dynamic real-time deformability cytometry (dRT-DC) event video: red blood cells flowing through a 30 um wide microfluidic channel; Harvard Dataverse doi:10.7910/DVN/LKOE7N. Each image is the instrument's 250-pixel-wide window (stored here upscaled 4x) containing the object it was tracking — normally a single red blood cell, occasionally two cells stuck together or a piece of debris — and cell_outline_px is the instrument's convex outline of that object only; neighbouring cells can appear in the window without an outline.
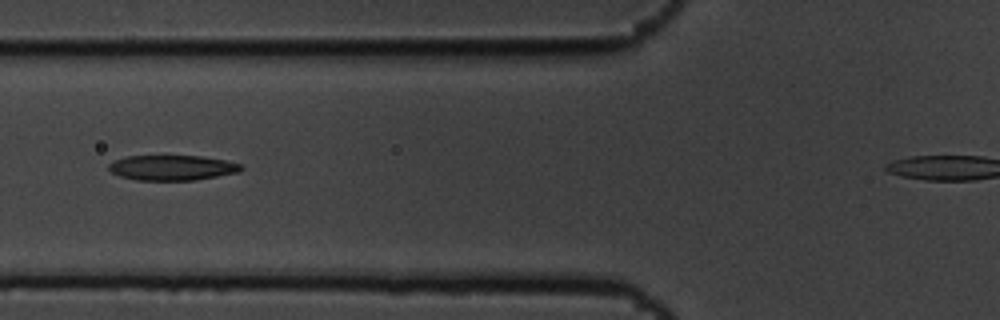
{"species": "common noctule bat (a hibernating species)", "species_latin": "Nyctalus noctula", "temperature_condition": "cold", "stored_images_in_passage": 8, "camera_frame_rate_fps": 3000, "um_per_image_px": 0.085, "animal": {"sex": "male", "body_mass_g": 19.5, "forearm_length_mm": 54.6}, "frame": {"image": 1, "passage_image": 6, "time_ms": 1.667, "image_size_px": [1000, 320], "cell_outline_px": [[244, 168], [240, 172], [196, 180], [136, 180], [120, 176], [112, 172], [108, 168], [108, 164], [116, 160], [128, 156], [200, 156], [224, 160], [240, 164]], "centroid_in_image_um": [14.65, 14.26], "position_along_channel_um": 111.2, "area_um2": 19.31}}
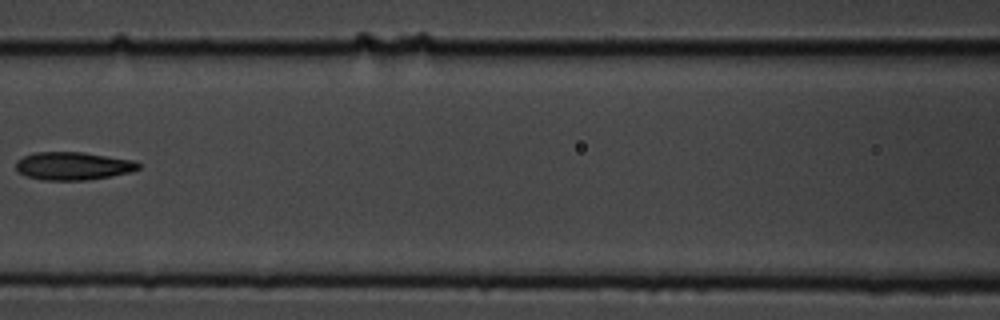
{"frame": {"image": 2, "passage_image": 7, "time_ms": 2.0, "image_size_px": [1000, 320], "cell_outline_px": [[140, 168], [132, 172], [88, 180], [44, 180], [28, 176], [20, 172], [16, 168], [16, 160], [24, 156], [36, 152], [84, 152], [132, 160], [140, 164]], "centroid_in_image_um": [6.23, 14.1], "position_along_channel_um": 160.4, "area_um2": 19.88}}
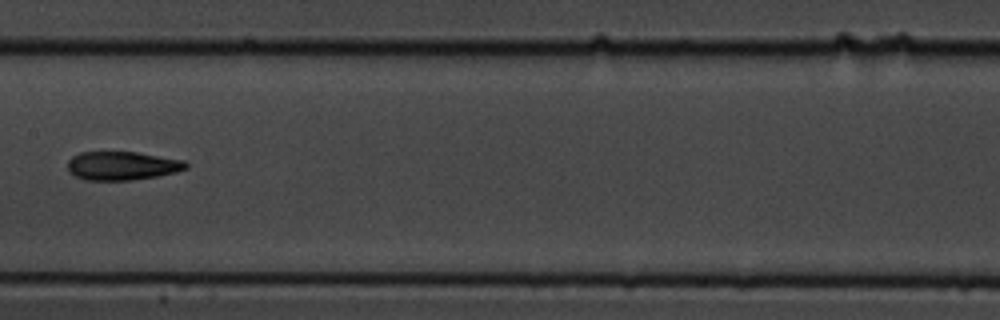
{"frame": {"image": 3, "passage_image": 8, "time_ms": 2.333, "image_size_px": [1000, 320], "cell_outline_px": [[188, 168], [176, 172], [156, 176], [132, 180], [84, 180], [68, 172], [68, 160], [72, 156], [80, 152], [136, 152], [184, 160], [188, 164]], "centroid_in_image_um": [10.37, 14.09], "position_along_channel_um": 197.0, "area_um2": 19.77}}